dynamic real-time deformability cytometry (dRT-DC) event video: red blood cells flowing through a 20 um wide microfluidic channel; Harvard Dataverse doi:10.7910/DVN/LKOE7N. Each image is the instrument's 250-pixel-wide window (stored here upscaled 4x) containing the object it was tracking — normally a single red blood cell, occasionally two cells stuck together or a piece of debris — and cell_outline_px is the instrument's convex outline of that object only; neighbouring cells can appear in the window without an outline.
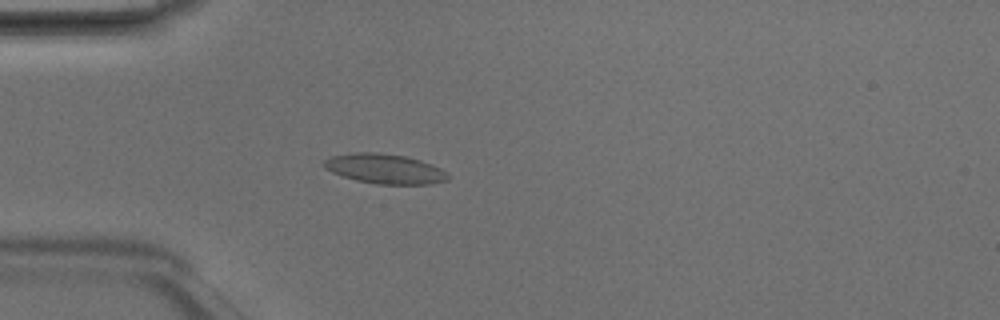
{"species": "Egyptian fruit bat (a non-hibernating species)", "species_latin": "Rousettus aegyptiacus", "temperature_condition": "room temperature", "stored_images_in_passage": 3, "camera_frame_rate_fps": 3000, "um_per_image_px": 0.085, "animal": {"sex": "male"}, "frame": {"image": 1, "passage_image": 3, "time_ms": 0.667, "image_size_px": [1000, 320], "cell_outline_px": [[452, 176], [448, 180], [432, 184], [376, 184], [356, 180], [332, 172], [324, 168], [324, 160], [332, 156], [356, 152], [376, 152], [408, 156], [432, 164], [448, 172]], "centroid_in_image_um": [32.77, 14.35], "position_along_channel_um": 52.2, "area_um2": 21.68}}